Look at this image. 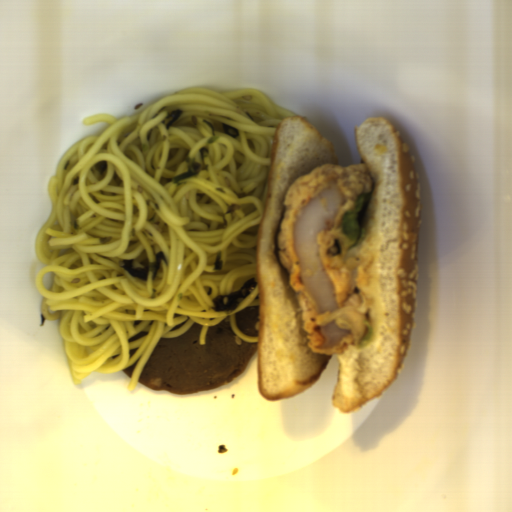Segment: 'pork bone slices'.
<instances>
[{
  "mask_svg": "<svg viewBox=\"0 0 512 512\" xmlns=\"http://www.w3.org/2000/svg\"><path fill=\"white\" fill-rule=\"evenodd\" d=\"M138 359H139V358H138ZM138 359H137V360H136V362H135L132 366H130L129 368L122 369V370H123V371H124V372H125V373L130 377V378H131V376H132V373H133V371H134V368H135V365H136V363H137Z\"/></svg>",
  "mask_w": 512,
  "mask_h": 512,
  "instance_id": "b8b60e73",
  "label": "pork bone slices"
},
{
  "mask_svg": "<svg viewBox=\"0 0 512 512\" xmlns=\"http://www.w3.org/2000/svg\"><path fill=\"white\" fill-rule=\"evenodd\" d=\"M194 324L176 337H160L143 365L138 381L148 388L174 395L217 390L239 376L259 349L232 330L229 317L207 326Z\"/></svg>",
  "mask_w": 512,
  "mask_h": 512,
  "instance_id": "d1f655de",
  "label": "pork bone slices"
},
{
  "mask_svg": "<svg viewBox=\"0 0 512 512\" xmlns=\"http://www.w3.org/2000/svg\"><path fill=\"white\" fill-rule=\"evenodd\" d=\"M146 335H148V331L138 332V333L134 334L133 336L129 337L128 342L130 344V343L134 342L135 340H137L143 336H146Z\"/></svg>",
  "mask_w": 512,
  "mask_h": 512,
  "instance_id": "559dba5c",
  "label": "pork bone slices"
},
{
  "mask_svg": "<svg viewBox=\"0 0 512 512\" xmlns=\"http://www.w3.org/2000/svg\"><path fill=\"white\" fill-rule=\"evenodd\" d=\"M235 324L242 333L259 338L260 305L248 306L238 311Z\"/></svg>",
  "mask_w": 512,
  "mask_h": 512,
  "instance_id": "8bd94acc",
  "label": "pork bone slices"
}]
</instances>
